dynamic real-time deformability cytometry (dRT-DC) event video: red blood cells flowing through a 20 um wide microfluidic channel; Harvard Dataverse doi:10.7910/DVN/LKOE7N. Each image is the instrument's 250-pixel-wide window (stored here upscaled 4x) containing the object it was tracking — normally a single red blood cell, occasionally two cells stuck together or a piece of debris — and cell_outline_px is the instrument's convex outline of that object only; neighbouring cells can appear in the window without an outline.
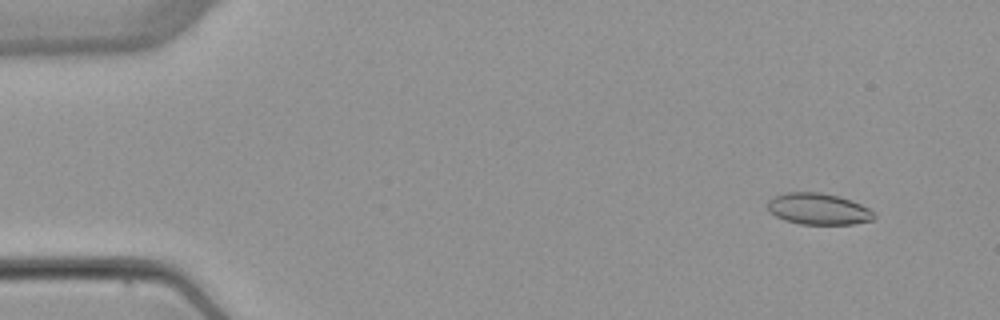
{"species": "common noctule bat (a hibernating species)", "species_latin": "Nyctalus noctula", "temperature_condition": "warm", "stored_images_in_passage": 5, "camera_frame_rate_fps": 3000, "um_per_image_px": 0.085, "animal": {"sex": "female", "body_mass_g": 22.7, "forearm_length_mm": 54.2}, "frame": {"image": 1, "passage_image": 2, "time_ms": 1.333, "image_size_px": [1000, 320], "cell_outline_px": [[876, 216], [872, 220], [852, 224], [800, 224], [784, 220], [776, 216], [768, 208], [768, 200], [772, 196], [784, 192], [820, 192], [852, 200], [868, 208]], "centroid_in_image_um": [69.53, 17.75], "position_along_channel_um": 15.5, "area_um2": 19.42}}
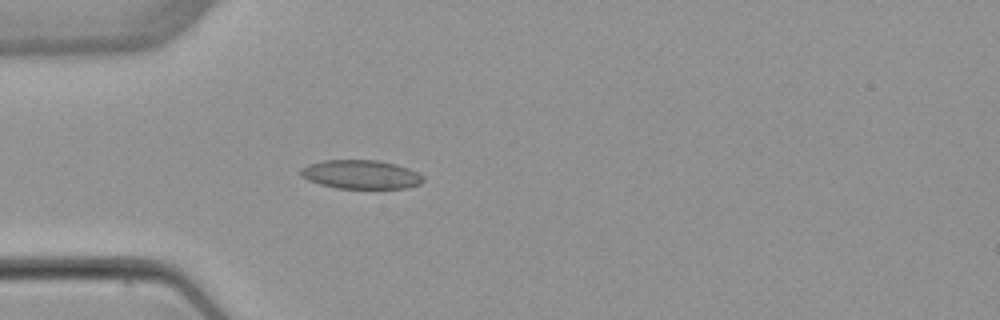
{"frame": {"image": 2, "passage_image": 5, "time_ms": 5.0, "image_size_px": [1000, 320], "cell_outline_px": [[424, 180], [420, 184], [408, 188], [336, 188], [320, 184], [308, 180], [300, 176], [300, 168], [308, 164], [324, 160], [376, 160], [396, 164], [408, 168], [424, 176]], "centroid_in_image_um": [30.66, 14.83], "position_along_channel_um": 54.3, "area_um2": 20.63}}